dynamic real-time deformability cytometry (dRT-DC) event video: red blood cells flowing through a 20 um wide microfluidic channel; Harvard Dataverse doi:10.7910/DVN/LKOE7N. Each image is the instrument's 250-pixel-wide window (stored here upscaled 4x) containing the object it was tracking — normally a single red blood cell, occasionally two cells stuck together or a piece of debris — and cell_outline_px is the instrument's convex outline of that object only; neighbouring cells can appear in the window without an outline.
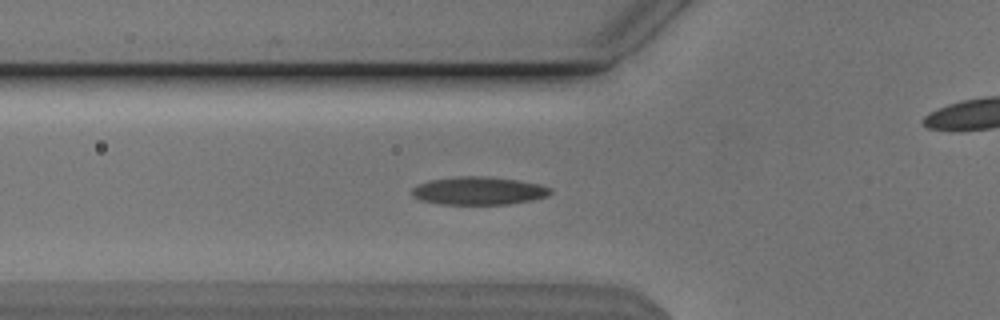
{"species": "Egyptian fruit bat (a non-hibernating species)", "species_latin": "Rousettus aegyptiacus", "temperature_condition": "cold", "stored_images_in_passage": 41, "camera_frame_rate_fps": 3000, "um_per_image_px": 0.085, "animal": {"sex": "male"}, "frame": {"image": 1, "passage_image": 6, "time_ms": 1.667, "image_size_px": [1000, 320], "cell_outline_px": [[552, 192], [548, 196], [532, 200], [508, 204], [440, 204], [420, 200], [412, 196], [412, 188], [416, 184], [428, 180], [456, 176], [488, 176], [516, 180], [540, 184], [552, 188]], "centroid_in_image_um": [40.67, 16.21], "position_along_channel_um": 85.1, "area_um2": 22.83}}
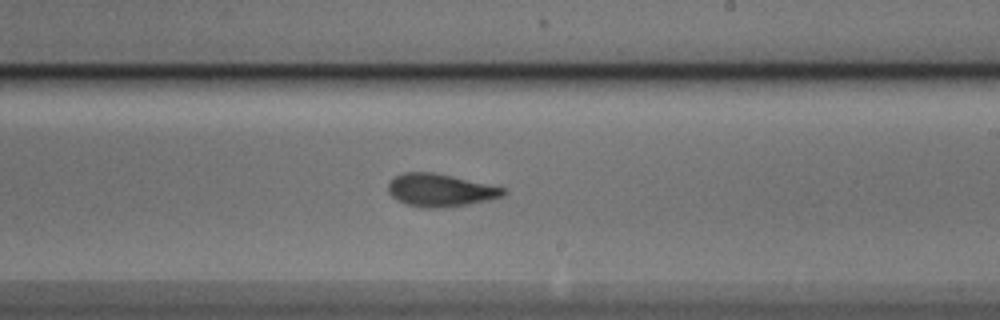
{"frame": {"image": 2, "passage_image": 19, "time_ms": 6.0, "image_size_px": [1000, 320], "cell_outline_px": [[508, 192], [504, 196], [488, 200], [464, 204], [436, 208], [420, 208], [396, 200], [388, 192], [388, 184], [396, 176], [404, 172], [432, 172], [452, 176], [508, 188]], "centroid_in_image_um": [37.45, 16.16], "position_along_channel_um": 251.6, "area_um2": 21.91}}
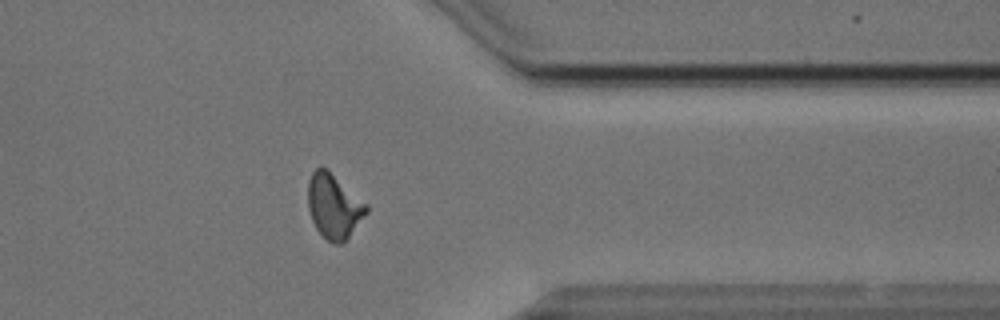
{"frame": {"image": 3, "passage_image": 30, "time_ms": 9.667, "image_size_px": [1000, 320], "cell_outline_px": [[368, 212], [348, 236], [340, 244], [332, 244], [316, 228], [312, 220], [308, 208], [308, 180], [312, 172], [316, 168], [324, 168], [368, 204]], "centroid_in_image_um": [28.37, 17.54], "position_along_channel_um": 383.0, "area_um2": 21.44}, "authors_computed_cell_mechanics": {"area_um2": 21.5594, "velocity_mm_per_s": 3.8283, "shape_relaxation_time_tau1_ms": 4.931, "shape_relaxation_time_tau2_ms": 2.0686, "deformation_change_tau1": 0.1613, "deformation_change_tau2": 0.0841}}